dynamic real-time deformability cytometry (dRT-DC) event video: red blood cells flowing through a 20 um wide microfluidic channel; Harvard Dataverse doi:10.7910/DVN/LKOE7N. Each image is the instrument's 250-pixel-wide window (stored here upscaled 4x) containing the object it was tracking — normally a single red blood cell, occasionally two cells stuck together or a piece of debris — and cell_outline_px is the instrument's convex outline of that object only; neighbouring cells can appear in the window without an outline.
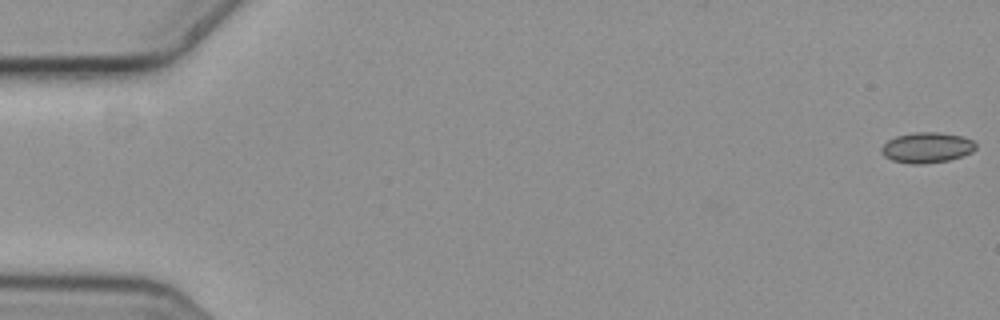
{"species": "common noctule bat (a hibernating species)", "species_latin": "Nyctalus noctula", "temperature_condition": "cold", "stored_images_in_passage": 5, "camera_frame_rate_fps": 3000, "um_per_image_px": 0.085, "animal": {"sex": "female", "body_mass_g": 19.3, "forearm_length_mm": 54.1}, "frame": {"image": 1, "passage_image": 1, "time_ms": 0.0, "image_size_px": [1000, 320], "cell_outline_px": [[976, 148], [972, 152], [964, 156], [948, 160], [920, 164], [916, 164], [892, 160], [884, 156], [880, 152], [880, 148], [888, 140], [896, 136], [912, 132], [940, 132], [964, 136], [972, 140], [976, 144]], "centroid_in_image_um": [78.8, 12.53], "position_along_channel_um": 6.2, "area_um2": 16.88}}
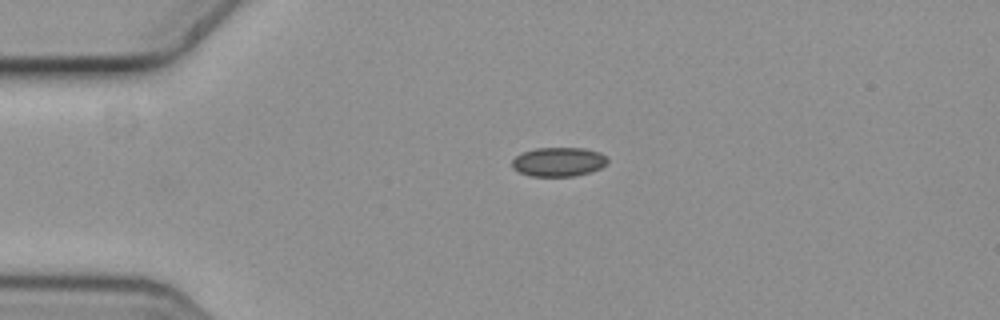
{"frame": {"image": 2, "passage_image": 4, "time_ms": 1.0, "image_size_px": [1000, 320], "cell_outline_px": [[608, 160], [600, 168], [588, 172], [572, 176], [532, 176], [520, 172], [512, 168], [512, 160], [516, 156], [524, 152], [536, 148], [584, 148], [600, 152]], "centroid_in_image_um": [47.45, 13.75], "position_along_channel_um": 37.6, "area_um2": 15.95}}